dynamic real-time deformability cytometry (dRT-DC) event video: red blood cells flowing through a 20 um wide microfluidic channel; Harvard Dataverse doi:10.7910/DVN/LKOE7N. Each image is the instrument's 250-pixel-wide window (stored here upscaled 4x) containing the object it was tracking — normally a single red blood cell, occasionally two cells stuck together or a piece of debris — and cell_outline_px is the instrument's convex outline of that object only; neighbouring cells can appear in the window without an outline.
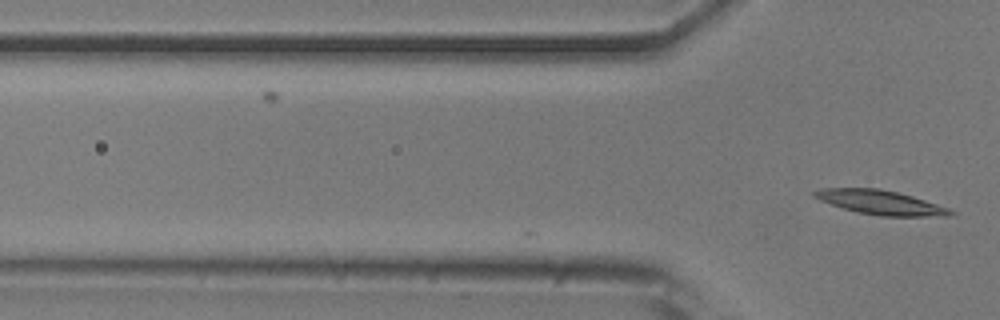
{"species": "common noctule bat (a hibernating species)", "species_latin": "Nyctalus noctula", "temperature_condition": "room temperature", "stored_images_in_passage": 6, "camera_frame_rate_fps": 3000, "um_per_image_px": 0.085, "animal": {"sex": "male", "body_mass_g": 20.5, "forearm_length_mm": 52.5}, "frame": {"image": 1, "passage_image": 6, "time_ms": 1.667, "image_size_px": [1000, 320], "cell_outline_px": [[956, 216], [880, 216], [856, 212], [820, 200], [812, 196], [812, 192], [820, 188], [880, 188], [912, 196], [948, 208], [956, 212]], "centroid_in_image_um": [74.85, 17.21], "position_along_channel_um": 50.9, "area_um2": 19.19}}